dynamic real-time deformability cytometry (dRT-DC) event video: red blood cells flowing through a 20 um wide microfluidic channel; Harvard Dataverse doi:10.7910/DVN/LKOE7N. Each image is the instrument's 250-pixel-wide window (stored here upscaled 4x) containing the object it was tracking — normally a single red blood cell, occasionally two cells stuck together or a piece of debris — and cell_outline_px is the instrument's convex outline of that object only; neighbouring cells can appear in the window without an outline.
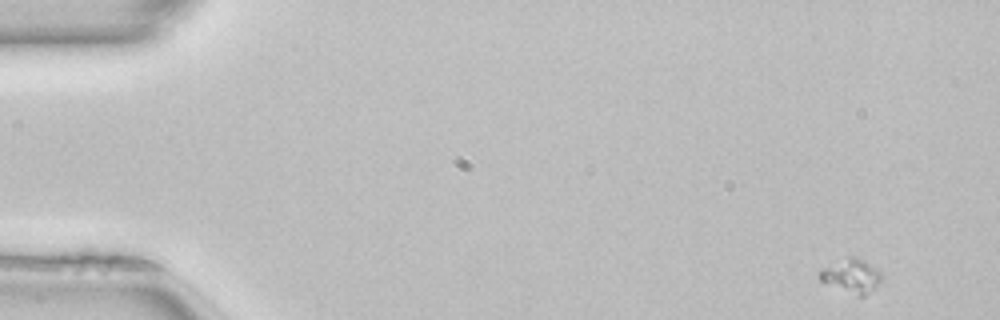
{"species": "common noctule bat (a hibernating species)", "species_latin": "Nyctalus noctula", "temperature_condition": "room temperature", "stored_images_in_passage": 49, "camera_frame_rate_fps": 3000, "um_per_image_px": 0.085, "animal": {"sex": "female", "body_mass_g": 22.7, "forearm_length_mm": 54.2}, "frame": {"image": 1, "passage_image": 1, "time_ms": 0.0, "image_size_px": [1000, 320], "cell_outline_px": [[884, 276], [864, 296], [860, 296], [824, 284], [820, 280], [820, 268], [848, 256], [856, 256], [880, 268]], "centroid_in_image_um": [72.37, 23.41], "position_along_channel_um": 12.6, "area_um2": 12.37}}
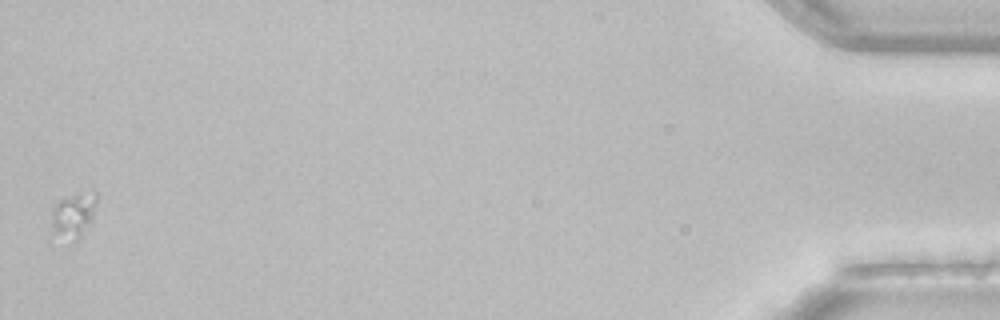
{"frame": {"image": 2, "passage_image": 49, "time_ms": 16.0, "image_size_px": [1000, 320], "cell_outline_px": [[96, 200], [92, 216], [88, 224], [80, 236], [76, 240], [72, 240], [56, 228], [52, 224], [52, 208], [60, 200], [76, 192], [92, 188], [96, 192]], "centroid_in_image_um": [6.31, 18.11], "position_along_channel_um": 428.9, "area_um2": 11.16}}